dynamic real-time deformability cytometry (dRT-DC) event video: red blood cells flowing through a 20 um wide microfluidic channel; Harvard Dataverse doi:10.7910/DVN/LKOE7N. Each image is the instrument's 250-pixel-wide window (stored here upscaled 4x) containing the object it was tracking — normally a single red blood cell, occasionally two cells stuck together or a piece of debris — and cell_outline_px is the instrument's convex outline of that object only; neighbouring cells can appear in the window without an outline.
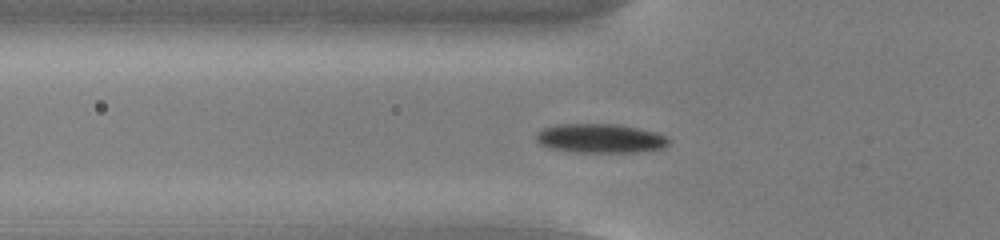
{"species": "common noctule bat (a hibernating species)", "species_latin": "Nyctalus noctula", "temperature_condition": "cold", "stored_images_in_passage": 54, "camera_frame_rate_fps": 3000, "um_per_image_px": 0.085, "animal": {"sex": "male", "body_mass_g": 13.0, "forearm_length_mm": 53.1}, "frame": {"image": 1, "passage_image": 19, "time_ms": 6.0, "image_size_px": [1000, 240], "cell_outline_px": [[672, 140], [668, 144], [660, 148], [636, 152], [576, 152], [552, 148], [540, 144], [536, 140], [536, 132], [544, 128], [560, 124], [620, 124], [656, 132]], "centroid_in_image_um": [51.02, 11.75], "position_along_channel_um": 74.8, "area_um2": 22.37}}
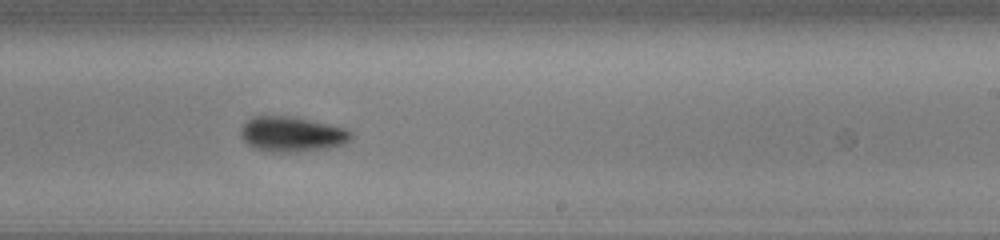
{"frame": {"image": 2, "passage_image": 34, "time_ms": 11.0, "image_size_px": [1000, 240], "cell_outline_px": [[352, 136], [344, 144], [328, 148], [300, 152], [272, 152], [256, 148], [248, 144], [240, 136], [240, 132], [244, 124], [252, 116], [288, 116], [328, 124], [344, 128], [352, 132]], "centroid_in_image_um": [24.8, 11.42], "position_along_channel_um": 264.2, "area_um2": 22.37}}
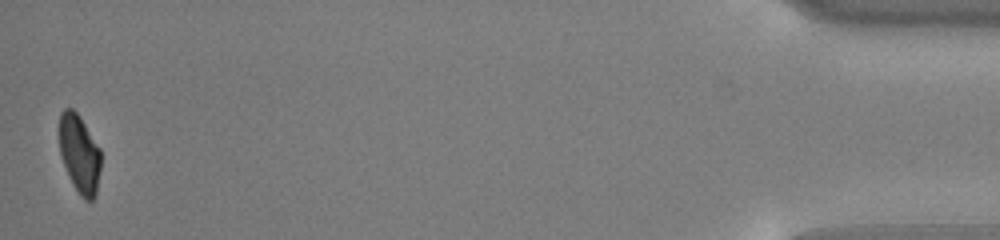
{"frame": {"image": 3, "passage_image": 54, "time_ms": 17.667, "image_size_px": [1000, 240], "cell_outline_px": [[100, 168], [96, 192], [92, 200], [84, 200], [80, 196], [60, 156], [60, 112], [64, 108], [72, 108], [76, 112], [100, 148]], "centroid_in_image_um": [6.76, 13.06], "position_along_channel_um": 428.4, "area_um2": 18.44}, "authors_computed_cell_mechanics": {"area_um2": 21.097, "velocity_mm_per_s": 3.7912, "shape_relaxation_time_tau1_ms": 1.9153, "shape_relaxation_time_tau2_ms": null, "deformation_change_tau1": 0.1134, "deformation_change_tau2": null}}